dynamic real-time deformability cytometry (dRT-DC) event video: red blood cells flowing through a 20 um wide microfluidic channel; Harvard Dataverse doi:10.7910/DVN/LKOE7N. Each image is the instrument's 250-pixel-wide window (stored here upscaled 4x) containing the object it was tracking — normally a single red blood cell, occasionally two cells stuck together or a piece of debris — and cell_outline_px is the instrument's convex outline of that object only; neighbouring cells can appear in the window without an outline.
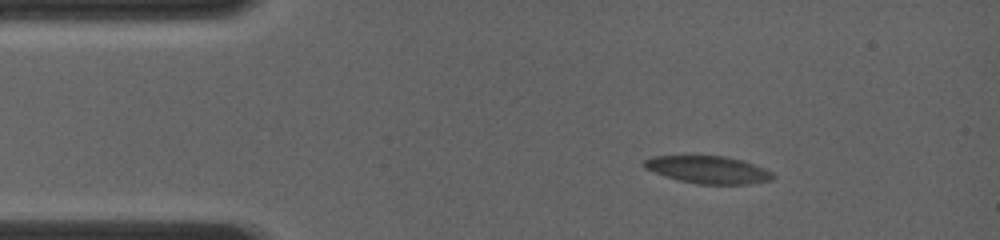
{"species": "common noctule bat (a hibernating species)", "species_latin": "Nyctalus noctula", "temperature_condition": "room temperature", "stored_images_in_passage": 6, "camera_frame_rate_fps": 4000, "um_per_image_px": 0.085, "animal": {"sex": "female", "body_mass_g": 19.0, "forearm_length_mm": 56.7}, "frame": {"image": 1, "passage_image": 1, "time_ms": 0.0, "image_size_px": [1000, 240], "cell_outline_px": [[776, 176], [772, 180], [752, 184], [696, 184], [680, 180], [644, 168], [640, 164], [644, 160], [652, 156], [724, 156], [744, 160], [764, 168], [772, 172]], "centroid_in_image_um": [60.23, 14.42], "position_along_channel_um": 24.8, "area_um2": 20.63}}
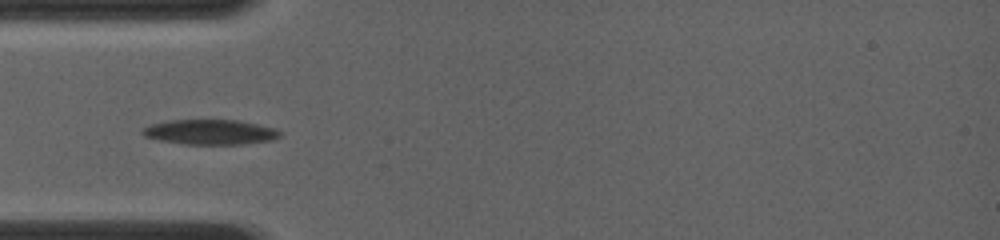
{"frame": {"image": 2, "passage_image": 4, "time_ms": 2.5, "image_size_px": [1000, 240], "cell_outline_px": [[280, 136], [272, 140], [244, 144], [184, 144], [160, 140], [144, 136], [140, 132], [144, 128], [152, 124], [168, 120], [240, 120], [276, 128], [280, 132]], "centroid_in_image_um": [17.89, 11.22], "position_along_channel_um": 67.1, "area_um2": 20.0}}
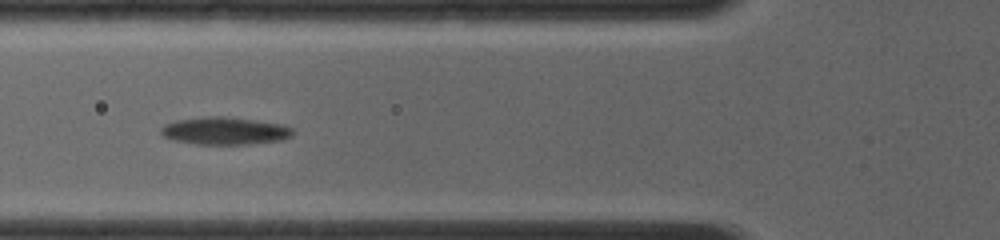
{"frame": {"image": 3, "passage_image": 5, "time_ms": 3.5, "image_size_px": [1000, 240], "cell_outline_px": [[292, 136], [284, 140], [248, 144], [196, 144], [172, 140], [164, 136], [160, 132], [160, 128], [164, 124], [176, 120], [208, 116], [224, 116], [256, 120], [280, 124], [292, 128]], "centroid_in_image_um": [19.09, 11.12], "position_along_channel_um": 106.7, "area_um2": 21.21}}